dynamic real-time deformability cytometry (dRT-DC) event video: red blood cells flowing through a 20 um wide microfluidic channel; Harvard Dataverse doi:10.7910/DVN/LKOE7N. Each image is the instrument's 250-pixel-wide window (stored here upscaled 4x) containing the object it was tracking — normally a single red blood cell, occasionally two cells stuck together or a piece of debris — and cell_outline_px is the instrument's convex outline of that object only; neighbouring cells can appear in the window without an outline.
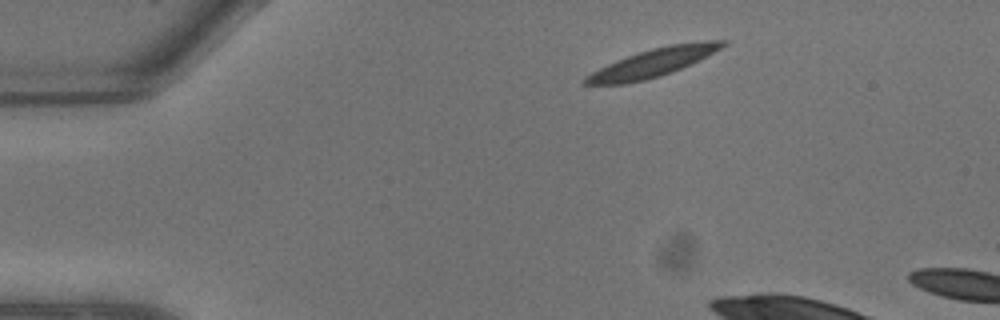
{"species": "common noctule bat (a hibernating species)", "species_latin": "Nyctalus noctula", "temperature_condition": "warm", "stored_images_in_passage": 3, "camera_frame_rate_fps": 3000, "um_per_image_px": 0.085, "animal": {"sex": "male", "body_mass_g": 13.3}, "frame": {"image": 1, "passage_image": 1, "time_ms": 0.0, "image_size_px": [1000, 320], "cell_outline_px": [[728, 44], [700, 60], [672, 72], [660, 76], [644, 80], [624, 84], [580, 84], [580, 80], [584, 76], [616, 60], [652, 48], [668, 44], [704, 40], [728, 40]], "centroid_in_image_um": [55.52, 5.32], "position_along_channel_um": 29.5, "area_um2": 22.66}}